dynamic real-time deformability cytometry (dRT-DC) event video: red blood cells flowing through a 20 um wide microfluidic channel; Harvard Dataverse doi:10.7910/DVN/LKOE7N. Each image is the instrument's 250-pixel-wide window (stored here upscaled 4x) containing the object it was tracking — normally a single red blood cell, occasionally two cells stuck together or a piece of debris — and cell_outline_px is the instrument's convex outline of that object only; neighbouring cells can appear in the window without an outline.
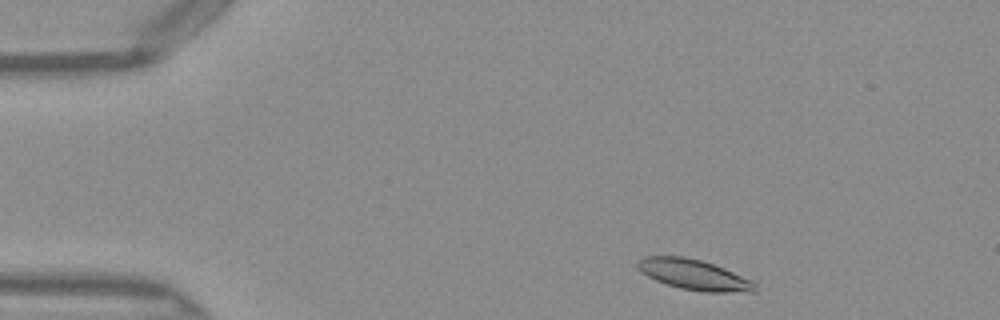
{"species": "Egyptian fruit bat (a non-hibernating species)", "species_latin": "Rousettus aegyptiacus", "temperature_condition": "warm", "stored_images_in_passage": 45, "camera_frame_rate_fps": 3000, "um_per_image_px": 0.085, "frame": {"image": 1, "passage_image": 2, "time_ms": 0.333, "image_size_px": [1000, 320], "cell_outline_px": [[756, 292], [704, 292], [680, 288], [656, 280], [640, 272], [636, 264], [636, 260], [644, 256], [684, 256], [700, 260], [724, 268], [752, 280], [756, 284]], "centroid_in_image_um": [58.97, 23.34], "position_along_channel_um": 26.0, "area_um2": 20.81}}
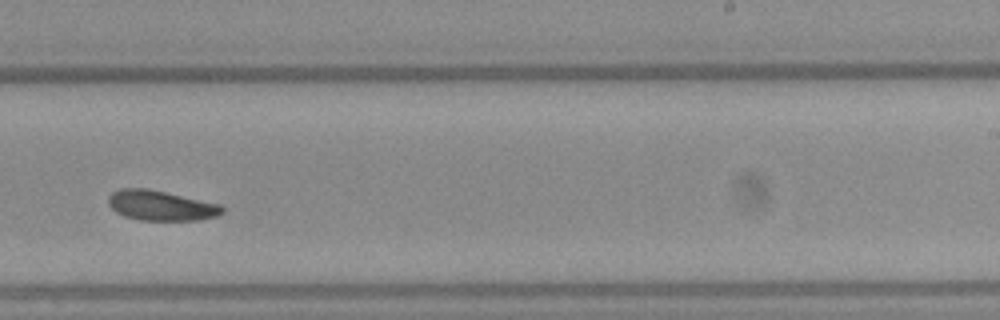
{"frame": {"image": 2, "passage_image": 26, "time_ms": 8.333, "image_size_px": [1000, 320], "cell_outline_px": [[224, 212], [216, 216], [200, 220], [140, 220], [124, 216], [116, 212], [108, 204], [108, 196], [112, 192], [120, 188], [148, 188], [220, 204], [224, 208]], "centroid_in_image_um": [13.66, 17.47], "position_along_channel_um": 275.3, "area_um2": 20.0}}
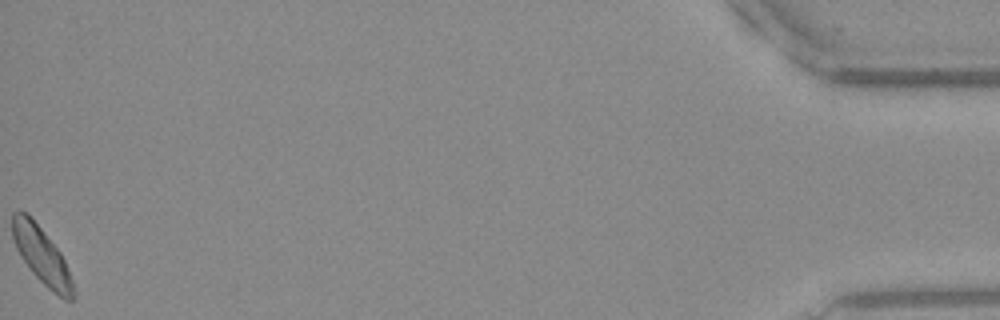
{"frame": {"image": 3, "passage_image": 45, "time_ms": 14.667, "image_size_px": [1000, 320], "cell_outline_px": [[72, 300], [64, 300], [52, 292], [32, 272], [16, 248], [12, 236], [12, 212], [20, 208], [28, 212], [60, 252], [64, 260], [72, 280]], "centroid_in_image_um": [3.49, 21.64], "position_along_channel_um": 431.7, "area_um2": 19.88}, "authors_computed_cell_mechanics": {"area_um2": 20.2878, "velocity_mm_per_s": 4.0103, "shape_relaxation_time_tau1_ms": 4.0975, "shape_relaxation_time_tau2_ms": null, "deformation_change_tau1": 0.1247, "deformation_change_tau2": null}}